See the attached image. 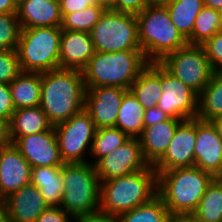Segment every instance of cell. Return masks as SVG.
I'll return each instance as SVG.
<instances>
[{
	"mask_svg": "<svg viewBox=\"0 0 222 222\" xmlns=\"http://www.w3.org/2000/svg\"><path fill=\"white\" fill-rule=\"evenodd\" d=\"M159 63L197 94L207 86L213 74L202 45L187 44L165 56Z\"/></svg>",
	"mask_w": 222,
	"mask_h": 222,
	"instance_id": "10",
	"label": "cell"
},
{
	"mask_svg": "<svg viewBox=\"0 0 222 222\" xmlns=\"http://www.w3.org/2000/svg\"><path fill=\"white\" fill-rule=\"evenodd\" d=\"M129 139L126 133L116 127L96 129L89 162L94 165L100 158L110 154Z\"/></svg>",
	"mask_w": 222,
	"mask_h": 222,
	"instance_id": "30",
	"label": "cell"
},
{
	"mask_svg": "<svg viewBox=\"0 0 222 222\" xmlns=\"http://www.w3.org/2000/svg\"><path fill=\"white\" fill-rule=\"evenodd\" d=\"M32 167L12 143L0 149V201L30 183Z\"/></svg>",
	"mask_w": 222,
	"mask_h": 222,
	"instance_id": "17",
	"label": "cell"
},
{
	"mask_svg": "<svg viewBox=\"0 0 222 222\" xmlns=\"http://www.w3.org/2000/svg\"><path fill=\"white\" fill-rule=\"evenodd\" d=\"M2 202L11 222H36L48 207L39 189L31 183L8 195Z\"/></svg>",
	"mask_w": 222,
	"mask_h": 222,
	"instance_id": "19",
	"label": "cell"
},
{
	"mask_svg": "<svg viewBox=\"0 0 222 222\" xmlns=\"http://www.w3.org/2000/svg\"><path fill=\"white\" fill-rule=\"evenodd\" d=\"M167 222H199L192 214H170Z\"/></svg>",
	"mask_w": 222,
	"mask_h": 222,
	"instance_id": "45",
	"label": "cell"
},
{
	"mask_svg": "<svg viewBox=\"0 0 222 222\" xmlns=\"http://www.w3.org/2000/svg\"><path fill=\"white\" fill-rule=\"evenodd\" d=\"M30 183L39 189L48 206L60 207L64 192L62 166L32 168Z\"/></svg>",
	"mask_w": 222,
	"mask_h": 222,
	"instance_id": "23",
	"label": "cell"
},
{
	"mask_svg": "<svg viewBox=\"0 0 222 222\" xmlns=\"http://www.w3.org/2000/svg\"><path fill=\"white\" fill-rule=\"evenodd\" d=\"M76 222H120L118 215L96 212L76 219Z\"/></svg>",
	"mask_w": 222,
	"mask_h": 222,
	"instance_id": "42",
	"label": "cell"
},
{
	"mask_svg": "<svg viewBox=\"0 0 222 222\" xmlns=\"http://www.w3.org/2000/svg\"><path fill=\"white\" fill-rule=\"evenodd\" d=\"M194 166L222 178V139L212 121L196 118V142Z\"/></svg>",
	"mask_w": 222,
	"mask_h": 222,
	"instance_id": "15",
	"label": "cell"
},
{
	"mask_svg": "<svg viewBox=\"0 0 222 222\" xmlns=\"http://www.w3.org/2000/svg\"><path fill=\"white\" fill-rule=\"evenodd\" d=\"M148 64L142 50L95 51L82 70L85 87L112 86L129 90Z\"/></svg>",
	"mask_w": 222,
	"mask_h": 222,
	"instance_id": "4",
	"label": "cell"
},
{
	"mask_svg": "<svg viewBox=\"0 0 222 222\" xmlns=\"http://www.w3.org/2000/svg\"><path fill=\"white\" fill-rule=\"evenodd\" d=\"M17 1L16 0H0V14L16 13Z\"/></svg>",
	"mask_w": 222,
	"mask_h": 222,
	"instance_id": "44",
	"label": "cell"
},
{
	"mask_svg": "<svg viewBox=\"0 0 222 222\" xmlns=\"http://www.w3.org/2000/svg\"><path fill=\"white\" fill-rule=\"evenodd\" d=\"M127 91L112 86L86 88L85 110L90 114L96 129L116 127L119 108Z\"/></svg>",
	"mask_w": 222,
	"mask_h": 222,
	"instance_id": "14",
	"label": "cell"
},
{
	"mask_svg": "<svg viewBox=\"0 0 222 222\" xmlns=\"http://www.w3.org/2000/svg\"><path fill=\"white\" fill-rule=\"evenodd\" d=\"M157 195V172L152 165L128 175L101 182L99 211L120 215Z\"/></svg>",
	"mask_w": 222,
	"mask_h": 222,
	"instance_id": "3",
	"label": "cell"
},
{
	"mask_svg": "<svg viewBox=\"0 0 222 222\" xmlns=\"http://www.w3.org/2000/svg\"><path fill=\"white\" fill-rule=\"evenodd\" d=\"M116 128L126 133L130 138H138L143 131L144 111L136 97L128 90L119 108Z\"/></svg>",
	"mask_w": 222,
	"mask_h": 222,
	"instance_id": "27",
	"label": "cell"
},
{
	"mask_svg": "<svg viewBox=\"0 0 222 222\" xmlns=\"http://www.w3.org/2000/svg\"><path fill=\"white\" fill-rule=\"evenodd\" d=\"M170 117L159 107H153L144 111L143 123L144 127L153 126L159 122L168 120Z\"/></svg>",
	"mask_w": 222,
	"mask_h": 222,
	"instance_id": "41",
	"label": "cell"
},
{
	"mask_svg": "<svg viewBox=\"0 0 222 222\" xmlns=\"http://www.w3.org/2000/svg\"><path fill=\"white\" fill-rule=\"evenodd\" d=\"M170 216L162 199L156 195L149 202L118 215L120 222H167Z\"/></svg>",
	"mask_w": 222,
	"mask_h": 222,
	"instance_id": "31",
	"label": "cell"
},
{
	"mask_svg": "<svg viewBox=\"0 0 222 222\" xmlns=\"http://www.w3.org/2000/svg\"><path fill=\"white\" fill-rule=\"evenodd\" d=\"M61 14H68L95 5V0H59Z\"/></svg>",
	"mask_w": 222,
	"mask_h": 222,
	"instance_id": "40",
	"label": "cell"
},
{
	"mask_svg": "<svg viewBox=\"0 0 222 222\" xmlns=\"http://www.w3.org/2000/svg\"><path fill=\"white\" fill-rule=\"evenodd\" d=\"M214 179L195 166L162 171L157 174V195L170 214H192Z\"/></svg>",
	"mask_w": 222,
	"mask_h": 222,
	"instance_id": "2",
	"label": "cell"
},
{
	"mask_svg": "<svg viewBox=\"0 0 222 222\" xmlns=\"http://www.w3.org/2000/svg\"><path fill=\"white\" fill-rule=\"evenodd\" d=\"M14 111L9 84L0 82V118L10 121Z\"/></svg>",
	"mask_w": 222,
	"mask_h": 222,
	"instance_id": "38",
	"label": "cell"
},
{
	"mask_svg": "<svg viewBox=\"0 0 222 222\" xmlns=\"http://www.w3.org/2000/svg\"><path fill=\"white\" fill-rule=\"evenodd\" d=\"M149 5L148 0H115L114 10L137 14Z\"/></svg>",
	"mask_w": 222,
	"mask_h": 222,
	"instance_id": "39",
	"label": "cell"
},
{
	"mask_svg": "<svg viewBox=\"0 0 222 222\" xmlns=\"http://www.w3.org/2000/svg\"><path fill=\"white\" fill-rule=\"evenodd\" d=\"M129 90L145 110L156 107L163 91L160 82V63H149Z\"/></svg>",
	"mask_w": 222,
	"mask_h": 222,
	"instance_id": "22",
	"label": "cell"
},
{
	"mask_svg": "<svg viewBox=\"0 0 222 222\" xmlns=\"http://www.w3.org/2000/svg\"><path fill=\"white\" fill-rule=\"evenodd\" d=\"M104 11L102 6L95 4L79 11L62 14L61 29L90 33Z\"/></svg>",
	"mask_w": 222,
	"mask_h": 222,
	"instance_id": "33",
	"label": "cell"
},
{
	"mask_svg": "<svg viewBox=\"0 0 222 222\" xmlns=\"http://www.w3.org/2000/svg\"><path fill=\"white\" fill-rule=\"evenodd\" d=\"M36 222H76V219L66 213L61 207L48 206L39 215Z\"/></svg>",
	"mask_w": 222,
	"mask_h": 222,
	"instance_id": "37",
	"label": "cell"
},
{
	"mask_svg": "<svg viewBox=\"0 0 222 222\" xmlns=\"http://www.w3.org/2000/svg\"><path fill=\"white\" fill-rule=\"evenodd\" d=\"M171 0H148L149 5H166Z\"/></svg>",
	"mask_w": 222,
	"mask_h": 222,
	"instance_id": "50",
	"label": "cell"
},
{
	"mask_svg": "<svg viewBox=\"0 0 222 222\" xmlns=\"http://www.w3.org/2000/svg\"><path fill=\"white\" fill-rule=\"evenodd\" d=\"M52 127L40 106L15 109L10 120L12 143L19 137L47 131Z\"/></svg>",
	"mask_w": 222,
	"mask_h": 222,
	"instance_id": "24",
	"label": "cell"
},
{
	"mask_svg": "<svg viewBox=\"0 0 222 222\" xmlns=\"http://www.w3.org/2000/svg\"><path fill=\"white\" fill-rule=\"evenodd\" d=\"M204 6L220 11L222 9V0H203Z\"/></svg>",
	"mask_w": 222,
	"mask_h": 222,
	"instance_id": "46",
	"label": "cell"
},
{
	"mask_svg": "<svg viewBox=\"0 0 222 222\" xmlns=\"http://www.w3.org/2000/svg\"><path fill=\"white\" fill-rule=\"evenodd\" d=\"M16 15L21 28L61 27L62 24L59 0H19Z\"/></svg>",
	"mask_w": 222,
	"mask_h": 222,
	"instance_id": "20",
	"label": "cell"
},
{
	"mask_svg": "<svg viewBox=\"0 0 222 222\" xmlns=\"http://www.w3.org/2000/svg\"><path fill=\"white\" fill-rule=\"evenodd\" d=\"M15 109L40 105L41 73L21 71L9 84Z\"/></svg>",
	"mask_w": 222,
	"mask_h": 222,
	"instance_id": "25",
	"label": "cell"
},
{
	"mask_svg": "<svg viewBox=\"0 0 222 222\" xmlns=\"http://www.w3.org/2000/svg\"><path fill=\"white\" fill-rule=\"evenodd\" d=\"M0 222H11L6 207L2 201H0Z\"/></svg>",
	"mask_w": 222,
	"mask_h": 222,
	"instance_id": "47",
	"label": "cell"
},
{
	"mask_svg": "<svg viewBox=\"0 0 222 222\" xmlns=\"http://www.w3.org/2000/svg\"><path fill=\"white\" fill-rule=\"evenodd\" d=\"M222 116V74L211 75L207 86L198 94L196 118L213 121Z\"/></svg>",
	"mask_w": 222,
	"mask_h": 222,
	"instance_id": "26",
	"label": "cell"
},
{
	"mask_svg": "<svg viewBox=\"0 0 222 222\" xmlns=\"http://www.w3.org/2000/svg\"><path fill=\"white\" fill-rule=\"evenodd\" d=\"M183 120L169 118L150 127H144L138 137L143 156L149 165H154L166 152L175 130Z\"/></svg>",
	"mask_w": 222,
	"mask_h": 222,
	"instance_id": "21",
	"label": "cell"
},
{
	"mask_svg": "<svg viewBox=\"0 0 222 222\" xmlns=\"http://www.w3.org/2000/svg\"><path fill=\"white\" fill-rule=\"evenodd\" d=\"M21 26L16 13L0 14V50H16Z\"/></svg>",
	"mask_w": 222,
	"mask_h": 222,
	"instance_id": "34",
	"label": "cell"
},
{
	"mask_svg": "<svg viewBox=\"0 0 222 222\" xmlns=\"http://www.w3.org/2000/svg\"><path fill=\"white\" fill-rule=\"evenodd\" d=\"M20 72L16 50H0V82L10 84Z\"/></svg>",
	"mask_w": 222,
	"mask_h": 222,
	"instance_id": "35",
	"label": "cell"
},
{
	"mask_svg": "<svg viewBox=\"0 0 222 222\" xmlns=\"http://www.w3.org/2000/svg\"><path fill=\"white\" fill-rule=\"evenodd\" d=\"M95 53L90 33L62 30L59 68L82 71Z\"/></svg>",
	"mask_w": 222,
	"mask_h": 222,
	"instance_id": "18",
	"label": "cell"
},
{
	"mask_svg": "<svg viewBox=\"0 0 222 222\" xmlns=\"http://www.w3.org/2000/svg\"><path fill=\"white\" fill-rule=\"evenodd\" d=\"M220 31L219 11L204 6L195 19L192 34L187 42L191 45H202Z\"/></svg>",
	"mask_w": 222,
	"mask_h": 222,
	"instance_id": "32",
	"label": "cell"
},
{
	"mask_svg": "<svg viewBox=\"0 0 222 222\" xmlns=\"http://www.w3.org/2000/svg\"><path fill=\"white\" fill-rule=\"evenodd\" d=\"M214 73L222 74V31L202 44Z\"/></svg>",
	"mask_w": 222,
	"mask_h": 222,
	"instance_id": "36",
	"label": "cell"
},
{
	"mask_svg": "<svg viewBox=\"0 0 222 222\" xmlns=\"http://www.w3.org/2000/svg\"><path fill=\"white\" fill-rule=\"evenodd\" d=\"M135 16L140 47L149 63L160 62L188 44L172 22L165 5H148Z\"/></svg>",
	"mask_w": 222,
	"mask_h": 222,
	"instance_id": "5",
	"label": "cell"
},
{
	"mask_svg": "<svg viewBox=\"0 0 222 222\" xmlns=\"http://www.w3.org/2000/svg\"><path fill=\"white\" fill-rule=\"evenodd\" d=\"M220 13V22H221V31H222V9L219 11Z\"/></svg>",
	"mask_w": 222,
	"mask_h": 222,
	"instance_id": "51",
	"label": "cell"
},
{
	"mask_svg": "<svg viewBox=\"0 0 222 222\" xmlns=\"http://www.w3.org/2000/svg\"><path fill=\"white\" fill-rule=\"evenodd\" d=\"M97 52L141 50L135 14L105 10L90 32Z\"/></svg>",
	"mask_w": 222,
	"mask_h": 222,
	"instance_id": "8",
	"label": "cell"
},
{
	"mask_svg": "<svg viewBox=\"0 0 222 222\" xmlns=\"http://www.w3.org/2000/svg\"><path fill=\"white\" fill-rule=\"evenodd\" d=\"M196 142V118L182 121L164 155L153 165L157 172L194 166Z\"/></svg>",
	"mask_w": 222,
	"mask_h": 222,
	"instance_id": "13",
	"label": "cell"
},
{
	"mask_svg": "<svg viewBox=\"0 0 222 222\" xmlns=\"http://www.w3.org/2000/svg\"><path fill=\"white\" fill-rule=\"evenodd\" d=\"M54 131L64 164L89 162L96 127L85 109L54 126Z\"/></svg>",
	"mask_w": 222,
	"mask_h": 222,
	"instance_id": "9",
	"label": "cell"
},
{
	"mask_svg": "<svg viewBox=\"0 0 222 222\" xmlns=\"http://www.w3.org/2000/svg\"><path fill=\"white\" fill-rule=\"evenodd\" d=\"M12 144L10 121L0 118V149Z\"/></svg>",
	"mask_w": 222,
	"mask_h": 222,
	"instance_id": "43",
	"label": "cell"
},
{
	"mask_svg": "<svg viewBox=\"0 0 222 222\" xmlns=\"http://www.w3.org/2000/svg\"><path fill=\"white\" fill-rule=\"evenodd\" d=\"M160 82L163 91L157 107L171 118L183 121L196 118L198 94L169 73L161 64Z\"/></svg>",
	"mask_w": 222,
	"mask_h": 222,
	"instance_id": "11",
	"label": "cell"
},
{
	"mask_svg": "<svg viewBox=\"0 0 222 222\" xmlns=\"http://www.w3.org/2000/svg\"><path fill=\"white\" fill-rule=\"evenodd\" d=\"M148 166L149 163L143 156L138 138H130L94 164L100 182L128 175L146 169Z\"/></svg>",
	"mask_w": 222,
	"mask_h": 222,
	"instance_id": "12",
	"label": "cell"
},
{
	"mask_svg": "<svg viewBox=\"0 0 222 222\" xmlns=\"http://www.w3.org/2000/svg\"><path fill=\"white\" fill-rule=\"evenodd\" d=\"M82 71L55 69L41 73L40 107L54 127L85 109Z\"/></svg>",
	"mask_w": 222,
	"mask_h": 222,
	"instance_id": "1",
	"label": "cell"
},
{
	"mask_svg": "<svg viewBox=\"0 0 222 222\" xmlns=\"http://www.w3.org/2000/svg\"><path fill=\"white\" fill-rule=\"evenodd\" d=\"M192 215L199 222H222V178H215Z\"/></svg>",
	"mask_w": 222,
	"mask_h": 222,
	"instance_id": "29",
	"label": "cell"
},
{
	"mask_svg": "<svg viewBox=\"0 0 222 222\" xmlns=\"http://www.w3.org/2000/svg\"><path fill=\"white\" fill-rule=\"evenodd\" d=\"M13 144L32 168L64 165L53 126L47 131L19 137Z\"/></svg>",
	"mask_w": 222,
	"mask_h": 222,
	"instance_id": "16",
	"label": "cell"
},
{
	"mask_svg": "<svg viewBox=\"0 0 222 222\" xmlns=\"http://www.w3.org/2000/svg\"><path fill=\"white\" fill-rule=\"evenodd\" d=\"M213 124L217 128L220 138L222 139V116L214 119Z\"/></svg>",
	"mask_w": 222,
	"mask_h": 222,
	"instance_id": "49",
	"label": "cell"
},
{
	"mask_svg": "<svg viewBox=\"0 0 222 222\" xmlns=\"http://www.w3.org/2000/svg\"><path fill=\"white\" fill-rule=\"evenodd\" d=\"M114 1L115 0H95L96 5L102 6L105 10H114Z\"/></svg>",
	"mask_w": 222,
	"mask_h": 222,
	"instance_id": "48",
	"label": "cell"
},
{
	"mask_svg": "<svg viewBox=\"0 0 222 222\" xmlns=\"http://www.w3.org/2000/svg\"><path fill=\"white\" fill-rule=\"evenodd\" d=\"M63 196L60 207L75 219L99 211L101 182L90 162L62 166Z\"/></svg>",
	"mask_w": 222,
	"mask_h": 222,
	"instance_id": "6",
	"label": "cell"
},
{
	"mask_svg": "<svg viewBox=\"0 0 222 222\" xmlns=\"http://www.w3.org/2000/svg\"><path fill=\"white\" fill-rule=\"evenodd\" d=\"M61 27L21 28L16 52L21 71L44 73L59 68Z\"/></svg>",
	"mask_w": 222,
	"mask_h": 222,
	"instance_id": "7",
	"label": "cell"
},
{
	"mask_svg": "<svg viewBox=\"0 0 222 222\" xmlns=\"http://www.w3.org/2000/svg\"><path fill=\"white\" fill-rule=\"evenodd\" d=\"M178 31L187 40L195 24V19L204 7L203 0H171L165 5Z\"/></svg>",
	"mask_w": 222,
	"mask_h": 222,
	"instance_id": "28",
	"label": "cell"
}]
</instances>
